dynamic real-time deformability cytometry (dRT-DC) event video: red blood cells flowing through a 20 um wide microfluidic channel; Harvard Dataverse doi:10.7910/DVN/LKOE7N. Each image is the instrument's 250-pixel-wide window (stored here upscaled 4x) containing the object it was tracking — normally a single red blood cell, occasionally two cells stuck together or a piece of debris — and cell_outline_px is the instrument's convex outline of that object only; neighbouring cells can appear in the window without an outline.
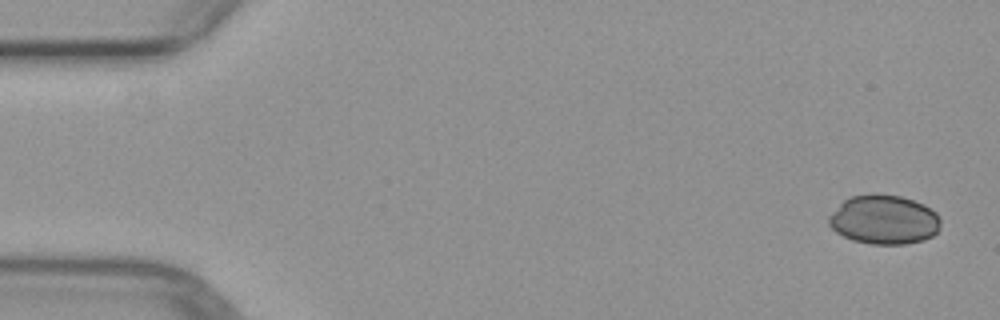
{"species": "common noctule bat (a hibernating species)", "species_latin": "Nyctalus noctula", "temperature_condition": "warm", "stored_images_in_passage": 4, "segment_of_instrument_passage": [2, 2], "camera_frame_rate_fps": 3000, "um_per_image_px": 0.085, "animal": {"sex": "female", "body_mass_g": 29.2, "forearm_length_mm": 56.3}, "frame": {"image": 1, "passage_image": 4, "time_ms": 6.667, "image_size_px": [1000, 320], "cell_outline_px": [[940, 228], [932, 236], [924, 240], [904, 244], [872, 244], [852, 240], [836, 232], [828, 224], [828, 216], [844, 200], [852, 196], [876, 192], [900, 196], [924, 204], [936, 212], [940, 216]], "centroid_in_image_um": [75.14, 18.66], "position_along_channel_um": 9.9, "area_um2": 32.31}}